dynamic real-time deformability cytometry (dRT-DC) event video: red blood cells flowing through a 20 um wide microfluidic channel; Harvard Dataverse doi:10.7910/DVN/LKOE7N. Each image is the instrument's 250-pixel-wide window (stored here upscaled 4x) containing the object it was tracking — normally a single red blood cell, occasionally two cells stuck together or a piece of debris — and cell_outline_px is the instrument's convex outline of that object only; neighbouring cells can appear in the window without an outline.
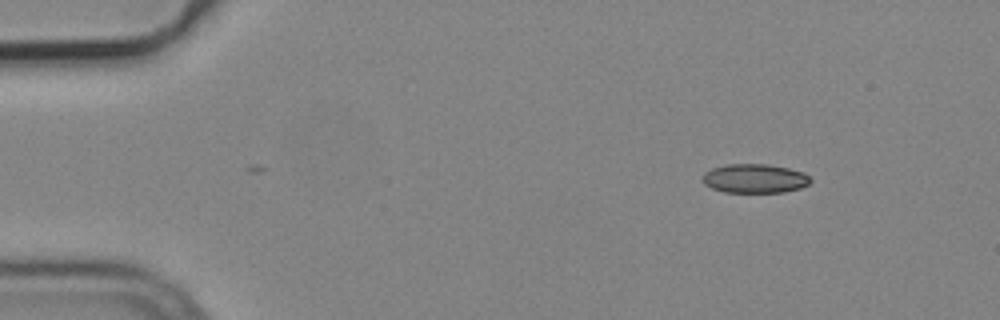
{"species": "common noctule bat (a hibernating species)", "species_latin": "Nyctalus noctula", "temperature_condition": "cold", "stored_images_in_passage": 3, "camera_frame_rate_fps": 3000, "um_per_image_px": 0.085, "animal": {"sex": "male", "body_mass_g": 19.2, "forearm_length_mm": 51.8}, "frame": {"image": 1, "passage_image": 1, "time_ms": 0.0, "image_size_px": [1000, 320], "cell_outline_px": [[812, 180], [808, 184], [800, 188], [784, 192], [724, 192], [712, 188], [704, 184], [704, 172], [712, 168], [728, 164], [768, 164], [788, 168], [804, 172]], "centroid_in_image_um": [64.17, 15.17], "position_along_channel_um": 20.8, "area_um2": 18.21}}
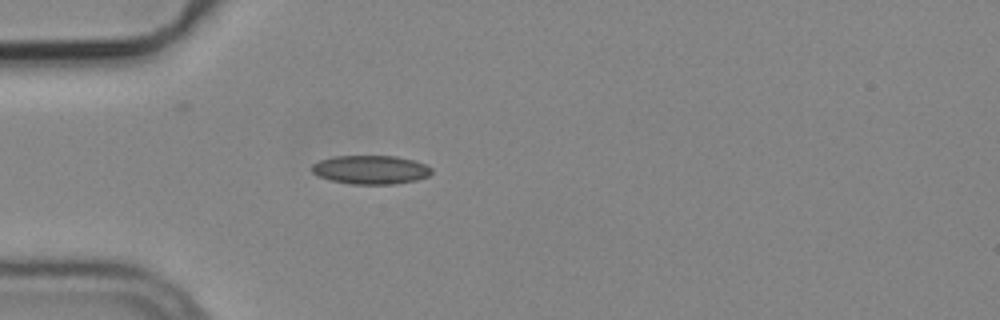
{"frame": {"image": 2, "passage_image": 3, "time_ms": 0.667, "image_size_px": [1000, 320], "cell_outline_px": [[432, 172], [428, 176], [416, 180], [396, 184], [352, 184], [332, 180], [320, 176], [312, 172], [312, 164], [320, 160], [336, 156], [396, 156], [412, 160], [424, 164], [432, 168]], "centroid_in_image_um": [31.53, 14.42], "position_along_channel_um": 53.5, "area_um2": 19.88}}